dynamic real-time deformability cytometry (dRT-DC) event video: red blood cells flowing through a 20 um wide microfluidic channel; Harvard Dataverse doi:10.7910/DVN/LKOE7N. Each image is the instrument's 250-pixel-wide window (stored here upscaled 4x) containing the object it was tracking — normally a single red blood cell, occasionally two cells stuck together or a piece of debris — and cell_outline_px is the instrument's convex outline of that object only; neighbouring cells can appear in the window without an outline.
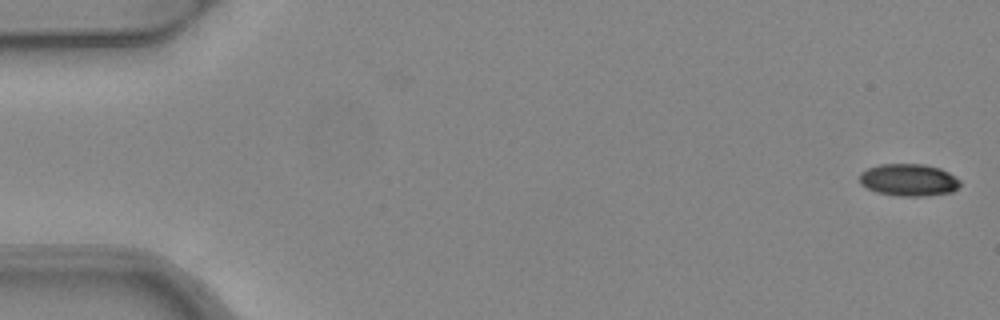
{"species": "common noctule bat (a hibernating species)", "species_latin": "Nyctalus noctula", "temperature_condition": "warm", "stored_images_in_passage": 5, "camera_frame_rate_fps": 3000, "um_per_image_px": 0.085, "animal": {"sex": "female", "body_mass_g": 24.6, "forearm_length_mm": 56.2}, "frame": {"image": 1, "passage_image": 1, "time_ms": 0.0, "image_size_px": [1000, 320], "cell_outline_px": [[960, 184], [952, 192], [924, 196], [896, 196], [876, 192], [860, 184], [860, 172], [868, 168], [880, 164], [924, 164], [940, 168], [948, 172], [960, 180]], "centroid_in_image_um": [77.22, 15.29], "position_along_channel_um": 7.8, "area_um2": 18.9}}
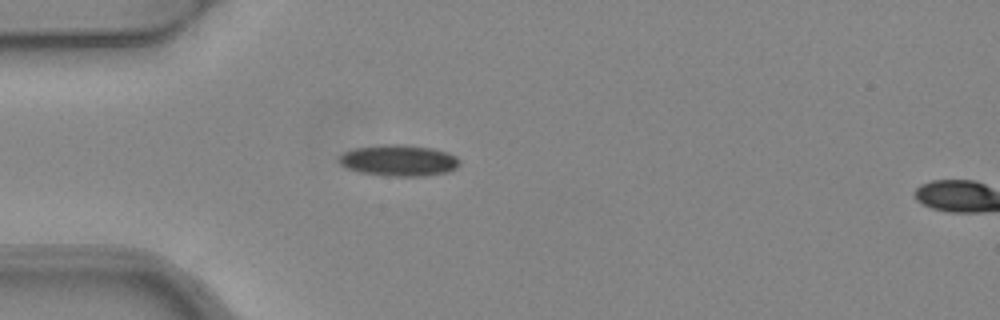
{"frame": {"image": 2, "passage_image": 4, "time_ms": 1.0, "image_size_px": [1000, 320], "cell_outline_px": [[460, 164], [456, 168], [448, 172], [424, 176], [388, 176], [360, 172], [348, 168], [340, 164], [336, 160], [336, 156], [352, 148], [384, 144], [400, 144], [432, 148], [448, 152], [456, 156], [460, 160]], "centroid_in_image_um": [33.87, 13.63], "position_along_channel_um": 51.1, "area_um2": 22.25}}